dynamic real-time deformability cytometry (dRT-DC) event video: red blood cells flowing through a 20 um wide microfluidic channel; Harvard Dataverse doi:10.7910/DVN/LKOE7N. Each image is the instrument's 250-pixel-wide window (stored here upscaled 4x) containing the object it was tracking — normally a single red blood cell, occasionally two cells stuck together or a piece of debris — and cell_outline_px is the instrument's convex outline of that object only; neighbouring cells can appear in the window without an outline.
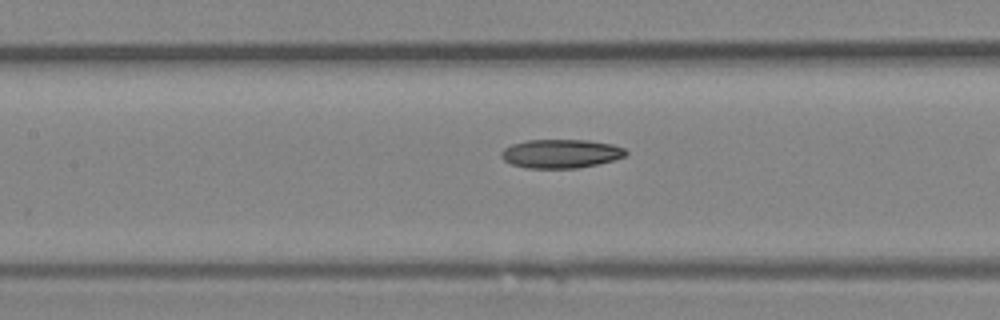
{"species": "Egyptian fruit bat (a non-hibernating species)", "species_latin": "Rousettus aegyptiacus", "temperature_condition": "room temperature", "stored_images_in_passage": 12, "camera_frame_rate_fps": 3000, "um_per_image_px": 0.085, "animal": {"sex": "female"}, "frame": {"image": 1, "passage_image": 10, "time_ms": 3.0, "image_size_px": [1000, 320], "cell_outline_px": [[628, 152], [624, 156], [612, 160], [596, 164], [576, 168], [524, 168], [512, 164], [504, 160], [500, 156], [500, 152], [504, 148], [512, 144], [528, 140], [588, 140], [612, 144], [624, 148]], "centroid_in_image_um": [47.64, 13.06], "position_along_channel_um": 159.8, "area_um2": 20.81}}